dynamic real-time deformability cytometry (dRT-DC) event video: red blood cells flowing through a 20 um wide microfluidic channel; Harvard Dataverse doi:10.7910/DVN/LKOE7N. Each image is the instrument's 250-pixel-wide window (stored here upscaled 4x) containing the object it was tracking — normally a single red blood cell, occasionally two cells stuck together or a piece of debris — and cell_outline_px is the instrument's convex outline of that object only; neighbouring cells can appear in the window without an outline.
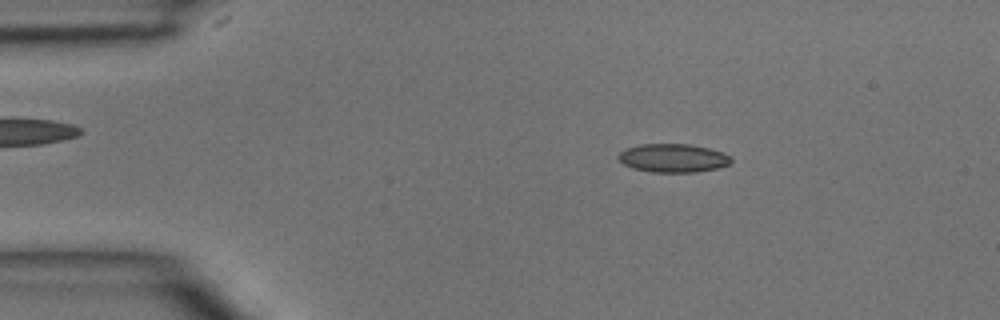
{"species": "common noctule bat (a hibernating species)", "species_latin": "Nyctalus noctula", "temperature_condition": "room temperature", "stored_images_in_passage": 2, "camera_frame_rate_fps": 3000, "um_per_image_px": 0.085, "animal": {"sex": "male", "body_mass_g": 15.6}, "frame": {"image": 1, "passage_image": 1, "time_ms": 0.0, "image_size_px": [1000, 320], "cell_outline_px": [[732, 164], [716, 168], [696, 172], [652, 172], [632, 168], [624, 164], [616, 156], [624, 148], [640, 144], [692, 144], [724, 152], [732, 160]], "centroid_in_image_um": [57.2, 13.43], "position_along_channel_um": 27.8, "area_um2": 18.84}}